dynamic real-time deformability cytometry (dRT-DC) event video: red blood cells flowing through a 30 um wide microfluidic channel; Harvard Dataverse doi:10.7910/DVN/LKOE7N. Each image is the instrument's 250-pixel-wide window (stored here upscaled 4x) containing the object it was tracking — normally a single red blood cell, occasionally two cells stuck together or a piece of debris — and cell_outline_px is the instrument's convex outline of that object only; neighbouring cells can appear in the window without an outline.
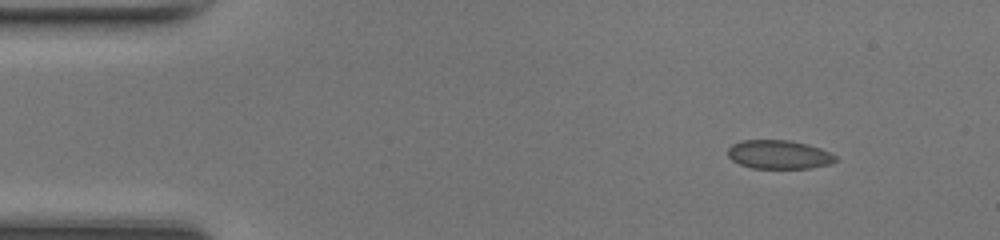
{"species": "common noctule bat (a hibernating species)", "species_latin": "Nyctalus noctula", "temperature_condition": "room temperature", "stored_images_in_passage": 43, "camera_frame_rate_fps": 3000, "um_per_image_px": 0.085, "animal": {"sex": "female", "body_mass_g": 17.0, "forearm_length_mm": 48.0}, "frame": {"image": 1, "passage_image": 1, "time_ms": 0.0, "image_size_px": [1000, 240], "cell_outline_px": [[840, 160], [832, 164], [808, 168], [752, 168], [740, 164], [732, 160], [728, 156], [728, 148], [732, 144], [740, 140], [788, 140], [808, 144], [820, 148], [836, 156]], "centroid_in_image_um": [66.22, 13.13], "position_along_channel_um": 18.8, "area_um2": 18.15}}
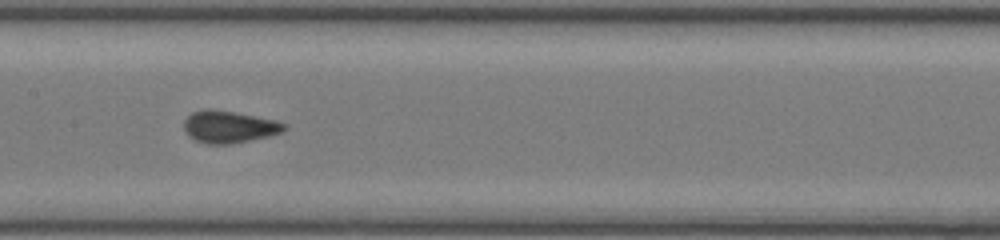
{"frame": {"image": 2, "passage_image": 19, "time_ms": 6.0, "image_size_px": [1000, 240], "cell_outline_px": [[288, 128], [284, 132], [268, 136], [232, 144], [204, 144], [188, 136], [184, 132], [184, 120], [192, 112], [208, 108], [212, 108], [276, 120], [288, 124]], "centroid_in_image_um": [19.48, 10.78], "position_along_channel_um": 187.9, "area_um2": 19.02}}
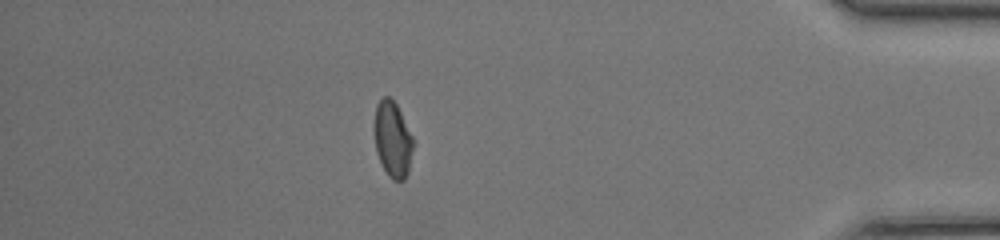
{"frame": {"image": 3, "passage_image": 37, "time_ms": 12.0, "image_size_px": [1000, 240], "cell_outline_px": [[412, 152], [408, 172], [404, 180], [392, 180], [388, 176], [380, 164], [376, 152], [372, 128], [376, 104], [384, 96], [388, 96], [396, 104], [412, 136]], "centroid_in_image_um": [33.32, 11.85], "position_along_channel_um": 401.9, "area_um2": 17.4}, "authors_computed_cell_mechanics": {"area_um2": 18.0336, "velocity_mm_per_s": 4.3389, "shape_relaxation_time_tau1_ms": 4.4113, "shape_relaxation_time_tau2_ms": 0.69, "deformation_change_tau1": 0.1084, "deformation_change_tau2": 0.054}}